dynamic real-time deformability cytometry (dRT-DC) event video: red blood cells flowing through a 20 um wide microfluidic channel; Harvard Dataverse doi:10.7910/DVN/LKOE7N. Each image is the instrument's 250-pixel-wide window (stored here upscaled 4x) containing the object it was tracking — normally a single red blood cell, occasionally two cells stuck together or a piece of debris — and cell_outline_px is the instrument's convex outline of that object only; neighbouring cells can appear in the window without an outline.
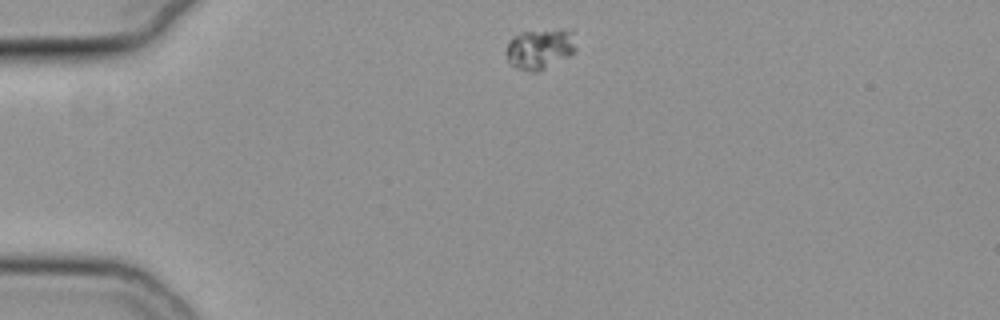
{"species": "common noctule bat (a hibernating species)", "species_latin": "Nyctalus noctula", "temperature_condition": "cold", "stored_images_in_passage": 44, "camera_frame_rate_fps": 3000, "um_per_image_px": 0.085, "animal": {"sex": "female", "body_mass_g": 19.3, "forearm_length_mm": 54.1}, "frame": {"image": 1, "passage_image": 1, "time_ms": 0.0, "image_size_px": [1000, 320], "cell_outline_px": [[576, 52], [540, 72], [528, 72], [516, 68], [508, 64], [504, 52], [512, 36], [524, 32], [556, 28], [572, 28], [576, 48]], "centroid_in_image_um": [45.9, 4.15], "position_along_channel_um": 39.1, "area_um2": 17.17}}
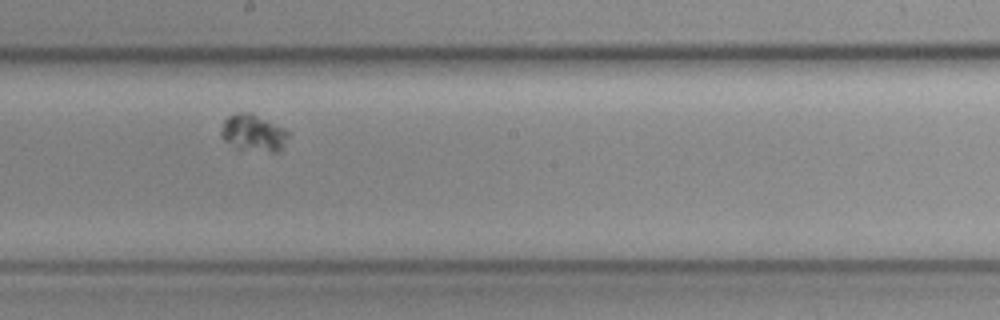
{"frame": {"image": 2, "passage_image": 20, "time_ms": 6.333, "image_size_px": [1000, 320], "cell_outline_px": [[292, 132], [280, 152], [272, 152], [236, 148], [224, 140], [220, 136], [220, 132], [224, 120], [228, 116], [236, 112], [252, 112]], "centroid_in_image_um": [21.56, 11.29], "position_along_channel_um": 226.6, "area_um2": 14.74}}
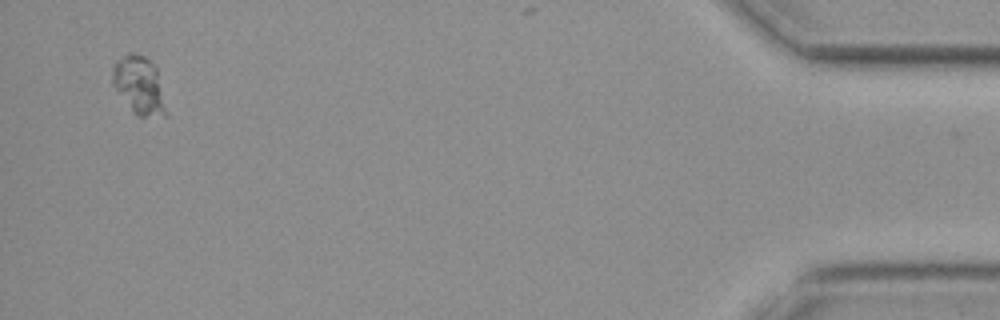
{"frame": {"image": 3, "passage_image": 43, "time_ms": 14.0, "image_size_px": [1000, 320], "cell_outline_px": [[168, 116], [136, 116], [132, 112], [112, 84], [112, 68], [116, 60], [128, 52], [136, 52], [144, 56], [156, 68], [168, 112]], "centroid_in_image_um": [11.82, 7.25], "position_along_channel_um": 423.4, "area_um2": 18.26}}